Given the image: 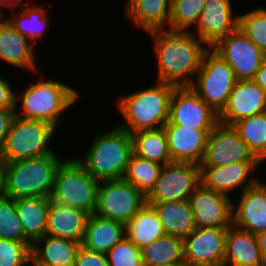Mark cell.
I'll return each mask as SVG.
<instances>
[{
    "mask_svg": "<svg viewBox=\"0 0 266 266\" xmlns=\"http://www.w3.org/2000/svg\"><path fill=\"white\" fill-rule=\"evenodd\" d=\"M44 242V247L39 245ZM81 242L53 237L45 234L32 243L31 262L33 265L72 266Z\"/></svg>",
    "mask_w": 266,
    "mask_h": 266,
    "instance_id": "23",
    "label": "cell"
},
{
    "mask_svg": "<svg viewBox=\"0 0 266 266\" xmlns=\"http://www.w3.org/2000/svg\"><path fill=\"white\" fill-rule=\"evenodd\" d=\"M99 183L77 159L63 160L57 169L50 199L92 215L97 207Z\"/></svg>",
    "mask_w": 266,
    "mask_h": 266,
    "instance_id": "6",
    "label": "cell"
},
{
    "mask_svg": "<svg viewBox=\"0 0 266 266\" xmlns=\"http://www.w3.org/2000/svg\"><path fill=\"white\" fill-rule=\"evenodd\" d=\"M61 159L55 153L38 158L6 163V197L18 199L48 197L53 190Z\"/></svg>",
    "mask_w": 266,
    "mask_h": 266,
    "instance_id": "4",
    "label": "cell"
},
{
    "mask_svg": "<svg viewBox=\"0 0 266 266\" xmlns=\"http://www.w3.org/2000/svg\"><path fill=\"white\" fill-rule=\"evenodd\" d=\"M34 266H59V265H34ZM74 266V265H72Z\"/></svg>",
    "mask_w": 266,
    "mask_h": 266,
    "instance_id": "49",
    "label": "cell"
},
{
    "mask_svg": "<svg viewBox=\"0 0 266 266\" xmlns=\"http://www.w3.org/2000/svg\"><path fill=\"white\" fill-rule=\"evenodd\" d=\"M147 203V197L124 178L99 183L95 215L125 225Z\"/></svg>",
    "mask_w": 266,
    "mask_h": 266,
    "instance_id": "9",
    "label": "cell"
},
{
    "mask_svg": "<svg viewBox=\"0 0 266 266\" xmlns=\"http://www.w3.org/2000/svg\"><path fill=\"white\" fill-rule=\"evenodd\" d=\"M252 80L266 92V61L260 66Z\"/></svg>",
    "mask_w": 266,
    "mask_h": 266,
    "instance_id": "43",
    "label": "cell"
},
{
    "mask_svg": "<svg viewBox=\"0 0 266 266\" xmlns=\"http://www.w3.org/2000/svg\"><path fill=\"white\" fill-rule=\"evenodd\" d=\"M74 266H109L106 253L79 248Z\"/></svg>",
    "mask_w": 266,
    "mask_h": 266,
    "instance_id": "40",
    "label": "cell"
},
{
    "mask_svg": "<svg viewBox=\"0 0 266 266\" xmlns=\"http://www.w3.org/2000/svg\"><path fill=\"white\" fill-rule=\"evenodd\" d=\"M219 123L218 114L190 87H176L170 100L169 120L194 129H214Z\"/></svg>",
    "mask_w": 266,
    "mask_h": 266,
    "instance_id": "13",
    "label": "cell"
},
{
    "mask_svg": "<svg viewBox=\"0 0 266 266\" xmlns=\"http://www.w3.org/2000/svg\"><path fill=\"white\" fill-rule=\"evenodd\" d=\"M0 164H6V162L3 160L2 147L1 146H0Z\"/></svg>",
    "mask_w": 266,
    "mask_h": 266,
    "instance_id": "48",
    "label": "cell"
},
{
    "mask_svg": "<svg viewBox=\"0 0 266 266\" xmlns=\"http://www.w3.org/2000/svg\"><path fill=\"white\" fill-rule=\"evenodd\" d=\"M163 166L133 153L123 178L147 197L154 189Z\"/></svg>",
    "mask_w": 266,
    "mask_h": 266,
    "instance_id": "32",
    "label": "cell"
},
{
    "mask_svg": "<svg viewBox=\"0 0 266 266\" xmlns=\"http://www.w3.org/2000/svg\"><path fill=\"white\" fill-rule=\"evenodd\" d=\"M78 97L76 90L59 81L41 79L23 91L21 97H16V101L21 99L23 106L22 113L16 111V116L43 121L56 128L61 113Z\"/></svg>",
    "mask_w": 266,
    "mask_h": 266,
    "instance_id": "5",
    "label": "cell"
},
{
    "mask_svg": "<svg viewBox=\"0 0 266 266\" xmlns=\"http://www.w3.org/2000/svg\"><path fill=\"white\" fill-rule=\"evenodd\" d=\"M149 34L155 40L154 49L159 70L157 81L176 87H190L194 81L190 76L197 75L209 47L196 38L193 31L163 29Z\"/></svg>",
    "mask_w": 266,
    "mask_h": 266,
    "instance_id": "1",
    "label": "cell"
},
{
    "mask_svg": "<svg viewBox=\"0 0 266 266\" xmlns=\"http://www.w3.org/2000/svg\"><path fill=\"white\" fill-rule=\"evenodd\" d=\"M157 211L166 235L184 239L196 229L195 218L189 200L147 202Z\"/></svg>",
    "mask_w": 266,
    "mask_h": 266,
    "instance_id": "27",
    "label": "cell"
},
{
    "mask_svg": "<svg viewBox=\"0 0 266 266\" xmlns=\"http://www.w3.org/2000/svg\"><path fill=\"white\" fill-rule=\"evenodd\" d=\"M56 128L46 122L15 116L2 147L6 163L54 153L49 147Z\"/></svg>",
    "mask_w": 266,
    "mask_h": 266,
    "instance_id": "7",
    "label": "cell"
},
{
    "mask_svg": "<svg viewBox=\"0 0 266 266\" xmlns=\"http://www.w3.org/2000/svg\"><path fill=\"white\" fill-rule=\"evenodd\" d=\"M259 164L260 162H236L221 167H200L201 183L206 188L225 195L241 186H244V191L258 181L255 178L249 181L246 179Z\"/></svg>",
    "mask_w": 266,
    "mask_h": 266,
    "instance_id": "20",
    "label": "cell"
},
{
    "mask_svg": "<svg viewBox=\"0 0 266 266\" xmlns=\"http://www.w3.org/2000/svg\"><path fill=\"white\" fill-rule=\"evenodd\" d=\"M5 167L6 164H0V199L6 196L5 193Z\"/></svg>",
    "mask_w": 266,
    "mask_h": 266,
    "instance_id": "45",
    "label": "cell"
},
{
    "mask_svg": "<svg viewBox=\"0 0 266 266\" xmlns=\"http://www.w3.org/2000/svg\"><path fill=\"white\" fill-rule=\"evenodd\" d=\"M133 154L132 137L116 127L106 134L96 135L84 159L77 160L99 182L124 177Z\"/></svg>",
    "mask_w": 266,
    "mask_h": 266,
    "instance_id": "3",
    "label": "cell"
},
{
    "mask_svg": "<svg viewBox=\"0 0 266 266\" xmlns=\"http://www.w3.org/2000/svg\"><path fill=\"white\" fill-rule=\"evenodd\" d=\"M131 137L135 155L162 165L172 162L163 128L131 133Z\"/></svg>",
    "mask_w": 266,
    "mask_h": 266,
    "instance_id": "30",
    "label": "cell"
},
{
    "mask_svg": "<svg viewBox=\"0 0 266 266\" xmlns=\"http://www.w3.org/2000/svg\"><path fill=\"white\" fill-rule=\"evenodd\" d=\"M16 116V109L0 108V146L3 147L6 136L10 130L13 119Z\"/></svg>",
    "mask_w": 266,
    "mask_h": 266,
    "instance_id": "42",
    "label": "cell"
},
{
    "mask_svg": "<svg viewBox=\"0 0 266 266\" xmlns=\"http://www.w3.org/2000/svg\"><path fill=\"white\" fill-rule=\"evenodd\" d=\"M125 230L126 237L140 249L165 235L157 211L147 203L125 225Z\"/></svg>",
    "mask_w": 266,
    "mask_h": 266,
    "instance_id": "29",
    "label": "cell"
},
{
    "mask_svg": "<svg viewBox=\"0 0 266 266\" xmlns=\"http://www.w3.org/2000/svg\"><path fill=\"white\" fill-rule=\"evenodd\" d=\"M234 71L237 80H252L266 54L237 28L211 47Z\"/></svg>",
    "mask_w": 266,
    "mask_h": 266,
    "instance_id": "12",
    "label": "cell"
},
{
    "mask_svg": "<svg viewBox=\"0 0 266 266\" xmlns=\"http://www.w3.org/2000/svg\"><path fill=\"white\" fill-rule=\"evenodd\" d=\"M144 266L184 262L183 239L164 235L141 249Z\"/></svg>",
    "mask_w": 266,
    "mask_h": 266,
    "instance_id": "31",
    "label": "cell"
},
{
    "mask_svg": "<svg viewBox=\"0 0 266 266\" xmlns=\"http://www.w3.org/2000/svg\"><path fill=\"white\" fill-rule=\"evenodd\" d=\"M0 15V58L9 65L35 71V55L27 38Z\"/></svg>",
    "mask_w": 266,
    "mask_h": 266,
    "instance_id": "24",
    "label": "cell"
},
{
    "mask_svg": "<svg viewBox=\"0 0 266 266\" xmlns=\"http://www.w3.org/2000/svg\"><path fill=\"white\" fill-rule=\"evenodd\" d=\"M157 85L133 92L117 100L127 132L161 129L169 120L170 100L176 86L157 81Z\"/></svg>",
    "mask_w": 266,
    "mask_h": 266,
    "instance_id": "2",
    "label": "cell"
},
{
    "mask_svg": "<svg viewBox=\"0 0 266 266\" xmlns=\"http://www.w3.org/2000/svg\"><path fill=\"white\" fill-rule=\"evenodd\" d=\"M50 201L48 197L15 199L16 211L22 228L32 242L46 234Z\"/></svg>",
    "mask_w": 266,
    "mask_h": 266,
    "instance_id": "28",
    "label": "cell"
},
{
    "mask_svg": "<svg viewBox=\"0 0 266 266\" xmlns=\"http://www.w3.org/2000/svg\"><path fill=\"white\" fill-rule=\"evenodd\" d=\"M256 235L250 232L228 227L225 238V254L223 266H262Z\"/></svg>",
    "mask_w": 266,
    "mask_h": 266,
    "instance_id": "22",
    "label": "cell"
},
{
    "mask_svg": "<svg viewBox=\"0 0 266 266\" xmlns=\"http://www.w3.org/2000/svg\"><path fill=\"white\" fill-rule=\"evenodd\" d=\"M266 112V92L253 80H237L223 110L218 114L220 123L235 122Z\"/></svg>",
    "mask_w": 266,
    "mask_h": 266,
    "instance_id": "16",
    "label": "cell"
},
{
    "mask_svg": "<svg viewBox=\"0 0 266 266\" xmlns=\"http://www.w3.org/2000/svg\"><path fill=\"white\" fill-rule=\"evenodd\" d=\"M109 266H144L141 249L126 236L106 253Z\"/></svg>",
    "mask_w": 266,
    "mask_h": 266,
    "instance_id": "38",
    "label": "cell"
},
{
    "mask_svg": "<svg viewBox=\"0 0 266 266\" xmlns=\"http://www.w3.org/2000/svg\"><path fill=\"white\" fill-rule=\"evenodd\" d=\"M241 193L238 206L233 204L232 225L257 235L266 230V183L258 180Z\"/></svg>",
    "mask_w": 266,
    "mask_h": 266,
    "instance_id": "19",
    "label": "cell"
},
{
    "mask_svg": "<svg viewBox=\"0 0 266 266\" xmlns=\"http://www.w3.org/2000/svg\"><path fill=\"white\" fill-rule=\"evenodd\" d=\"M232 126L262 162L266 158V112L239 120Z\"/></svg>",
    "mask_w": 266,
    "mask_h": 266,
    "instance_id": "33",
    "label": "cell"
},
{
    "mask_svg": "<svg viewBox=\"0 0 266 266\" xmlns=\"http://www.w3.org/2000/svg\"><path fill=\"white\" fill-rule=\"evenodd\" d=\"M22 1L23 0H0V6L14 7L17 6L19 3L21 4ZM0 15H3L1 11Z\"/></svg>",
    "mask_w": 266,
    "mask_h": 266,
    "instance_id": "46",
    "label": "cell"
},
{
    "mask_svg": "<svg viewBox=\"0 0 266 266\" xmlns=\"http://www.w3.org/2000/svg\"><path fill=\"white\" fill-rule=\"evenodd\" d=\"M172 0H127L126 17L147 33L169 26Z\"/></svg>",
    "mask_w": 266,
    "mask_h": 266,
    "instance_id": "25",
    "label": "cell"
},
{
    "mask_svg": "<svg viewBox=\"0 0 266 266\" xmlns=\"http://www.w3.org/2000/svg\"><path fill=\"white\" fill-rule=\"evenodd\" d=\"M261 256L266 261V230L256 235Z\"/></svg>",
    "mask_w": 266,
    "mask_h": 266,
    "instance_id": "44",
    "label": "cell"
},
{
    "mask_svg": "<svg viewBox=\"0 0 266 266\" xmlns=\"http://www.w3.org/2000/svg\"><path fill=\"white\" fill-rule=\"evenodd\" d=\"M172 162L200 165L205 154L209 133L213 129H194L176 124L163 126Z\"/></svg>",
    "mask_w": 266,
    "mask_h": 266,
    "instance_id": "17",
    "label": "cell"
},
{
    "mask_svg": "<svg viewBox=\"0 0 266 266\" xmlns=\"http://www.w3.org/2000/svg\"><path fill=\"white\" fill-rule=\"evenodd\" d=\"M40 7H30L25 4V7L21 8L22 12L19 11L18 16L13 12V17L6 20L22 36L35 40V38L42 36L47 27L46 24H48L47 19H49L43 7Z\"/></svg>",
    "mask_w": 266,
    "mask_h": 266,
    "instance_id": "34",
    "label": "cell"
},
{
    "mask_svg": "<svg viewBox=\"0 0 266 266\" xmlns=\"http://www.w3.org/2000/svg\"><path fill=\"white\" fill-rule=\"evenodd\" d=\"M197 74V81H193L190 88L219 114L237 82L234 71L221 56L209 48Z\"/></svg>",
    "mask_w": 266,
    "mask_h": 266,
    "instance_id": "8",
    "label": "cell"
},
{
    "mask_svg": "<svg viewBox=\"0 0 266 266\" xmlns=\"http://www.w3.org/2000/svg\"><path fill=\"white\" fill-rule=\"evenodd\" d=\"M208 0H172L169 29L188 31L189 26L198 23Z\"/></svg>",
    "mask_w": 266,
    "mask_h": 266,
    "instance_id": "36",
    "label": "cell"
},
{
    "mask_svg": "<svg viewBox=\"0 0 266 266\" xmlns=\"http://www.w3.org/2000/svg\"><path fill=\"white\" fill-rule=\"evenodd\" d=\"M88 217L82 210L50 201L46 234L82 242Z\"/></svg>",
    "mask_w": 266,
    "mask_h": 266,
    "instance_id": "21",
    "label": "cell"
},
{
    "mask_svg": "<svg viewBox=\"0 0 266 266\" xmlns=\"http://www.w3.org/2000/svg\"><path fill=\"white\" fill-rule=\"evenodd\" d=\"M10 87L9 81L0 77V108L16 109V95Z\"/></svg>",
    "mask_w": 266,
    "mask_h": 266,
    "instance_id": "41",
    "label": "cell"
},
{
    "mask_svg": "<svg viewBox=\"0 0 266 266\" xmlns=\"http://www.w3.org/2000/svg\"><path fill=\"white\" fill-rule=\"evenodd\" d=\"M236 162H261L231 125L218 123L209 133L200 167H221Z\"/></svg>",
    "mask_w": 266,
    "mask_h": 266,
    "instance_id": "11",
    "label": "cell"
},
{
    "mask_svg": "<svg viewBox=\"0 0 266 266\" xmlns=\"http://www.w3.org/2000/svg\"><path fill=\"white\" fill-rule=\"evenodd\" d=\"M200 184V165L188 162L168 163L162 167L154 189L147 196V202L189 200Z\"/></svg>",
    "mask_w": 266,
    "mask_h": 266,
    "instance_id": "10",
    "label": "cell"
},
{
    "mask_svg": "<svg viewBox=\"0 0 266 266\" xmlns=\"http://www.w3.org/2000/svg\"><path fill=\"white\" fill-rule=\"evenodd\" d=\"M228 228H197L183 239L188 266H223Z\"/></svg>",
    "mask_w": 266,
    "mask_h": 266,
    "instance_id": "14",
    "label": "cell"
},
{
    "mask_svg": "<svg viewBox=\"0 0 266 266\" xmlns=\"http://www.w3.org/2000/svg\"><path fill=\"white\" fill-rule=\"evenodd\" d=\"M31 262V248L23 242L0 238V266H23Z\"/></svg>",
    "mask_w": 266,
    "mask_h": 266,
    "instance_id": "39",
    "label": "cell"
},
{
    "mask_svg": "<svg viewBox=\"0 0 266 266\" xmlns=\"http://www.w3.org/2000/svg\"><path fill=\"white\" fill-rule=\"evenodd\" d=\"M229 195L206 188L202 183L189 197L197 228L232 226L233 202Z\"/></svg>",
    "mask_w": 266,
    "mask_h": 266,
    "instance_id": "15",
    "label": "cell"
},
{
    "mask_svg": "<svg viewBox=\"0 0 266 266\" xmlns=\"http://www.w3.org/2000/svg\"><path fill=\"white\" fill-rule=\"evenodd\" d=\"M238 28L266 54V9L258 8L238 16Z\"/></svg>",
    "mask_w": 266,
    "mask_h": 266,
    "instance_id": "37",
    "label": "cell"
},
{
    "mask_svg": "<svg viewBox=\"0 0 266 266\" xmlns=\"http://www.w3.org/2000/svg\"><path fill=\"white\" fill-rule=\"evenodd\" d=\"M158 266H188L185 262H174L171 264H164V265H158Z\"/></svg>",
    "mask_w": 266,
    "mask_h": 266,
    "instance_id": "47",
    "label": "cell"
},
{
    "mask_svg": "<svg viewBox=\"0 0 266 266\" xmlns=\"http://www.w3.org/2000/svg\"><path fill=\"white\" fill-rule=\"evenodd\" d=\"M0 238L23 242L30 248L33 243L24 233L16 211L15 199L6 196L0 199Z\"/></svg>",
    "mask_w": 266,
    "mask_h": 266,
    "instance_id": "35",
    "label": "cell"
},
{
    "mask_svg": "<svg viewBox=\"0 0 266 266\" xmlns=\"http://www.w3.org/2000/svg\"><path fill=\"white\" fill-rule=\"evenodd\" d=\"M126 236L125 224L89 215L81 245L89 250L107 253Z\"/></svg>",
    "mask_w": 266,
    "mask_h": 266,
    "instance_id": "26",
    "label": "cell"
},
{
    "mask_svg": "<svg viewBox=\"0 0 266 266\" xmlns=\"http://www.w3.org/2000/svg\"><path fill=\"white\" fill-rule=\"evenodd\" d=\"M231 0H208L197 25V35L211 48L238 28V16L233 17Z\"/></svg>",
    "mask_w": 266,
    "mask_h": 266,
    "instance_id": "18",
    "label": "cell"
}]
</instances>
